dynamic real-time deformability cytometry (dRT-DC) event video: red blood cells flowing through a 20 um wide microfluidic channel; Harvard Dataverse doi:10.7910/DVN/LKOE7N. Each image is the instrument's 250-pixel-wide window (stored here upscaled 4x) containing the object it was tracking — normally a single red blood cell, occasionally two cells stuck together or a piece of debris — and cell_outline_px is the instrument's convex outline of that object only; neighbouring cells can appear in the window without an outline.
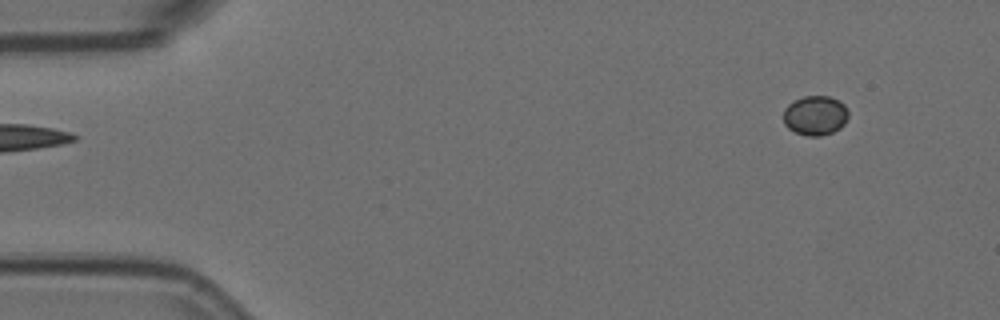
{"species": "Egyptian fruit bat (a non-hibernating species)", "species_latin": "Rousettus aegyptiacus", "temperature_condition": "room temperature", "stored_images_in_passage": 6, "camera_frame_rate_fps": 3000, "um_per_image_px": 0.085, "animal": {"sex": "female"}, "frame": {"image": 1, "passage_image": 6, "time_ms": 1.667, "image_size_px": [1000, 320], "cell_outline_px": [[848, 116], [844, 124], [840, 128], [832, 132], [820, 136], [808, 136], [796, 132], [788, 128], [784, 124], [784, 108], [788, 104], [804, 96], [828, 96], [840, 100], [844, 104], [848, 112]], "centroid_in_image_um": [69.3, 9.81], "position_along_channel_um": 15.7, "area_um2": 14.97}}